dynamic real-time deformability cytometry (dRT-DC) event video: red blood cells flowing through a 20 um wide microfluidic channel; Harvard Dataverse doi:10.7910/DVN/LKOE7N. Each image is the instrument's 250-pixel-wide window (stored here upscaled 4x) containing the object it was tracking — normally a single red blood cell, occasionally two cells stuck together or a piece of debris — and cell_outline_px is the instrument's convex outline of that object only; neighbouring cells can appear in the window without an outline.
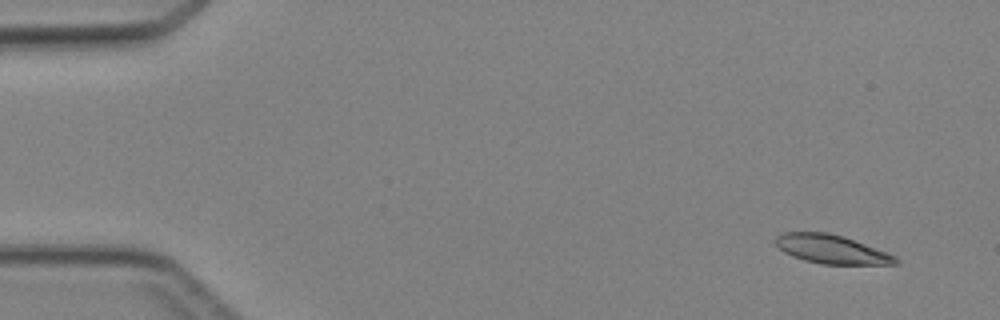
{"species": "Egyptian fruit bat (a non-hibernating species)", "species_latin": "Rousettus aegyptiacus", "temperature_condition": "cold", "stored_images_in_passage": 5, "camera_frame_rate_fps": 3000, "um_per_image_px": 0.085, "animal": {"sex": "female"}, "frame": {"image": 1, "passage_image": 2, "time_ms": 1.0, "image_size_px": [1000, 320], "cell_outline_px": [[900, 264], [820, 264], [804, 260], [792, 256], [784, 252], [776, 244], [776, 236], [784, 232], [828, 232], [844, 236], [896, 256], [900, 260]], "centroid_in_image_um": [70.69, 21.18], "position_along_channel_um": 14.3, "area_um2": 20.06}}
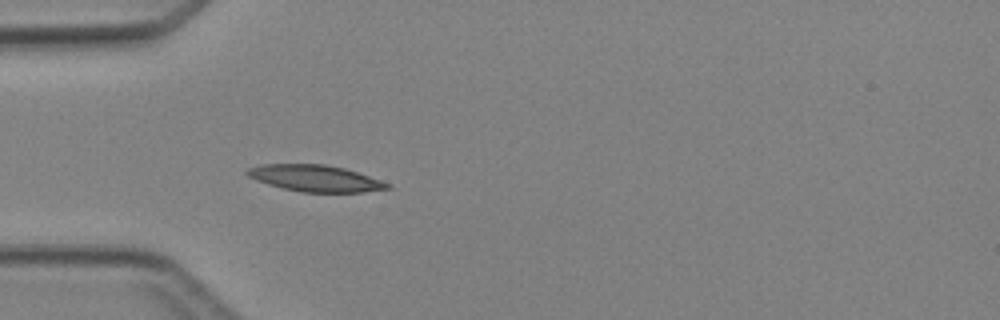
{"frame": {"image": 2, "passage_image": 5, "time_ms": 4.667, "image_size_px": [1000, 320], "cell_outline_px": [[392, 188], [364, 192], [300, 192], [268, 184], [256, 180], [248, 176], [244, 172], [248, 168], [260, 164], [324, 164], [344, 168], [392, 184]], "centroid_in_image_um": [26.79, 15.15], "position_along_channel_um": 58.2, "area_um2": 21.62}}